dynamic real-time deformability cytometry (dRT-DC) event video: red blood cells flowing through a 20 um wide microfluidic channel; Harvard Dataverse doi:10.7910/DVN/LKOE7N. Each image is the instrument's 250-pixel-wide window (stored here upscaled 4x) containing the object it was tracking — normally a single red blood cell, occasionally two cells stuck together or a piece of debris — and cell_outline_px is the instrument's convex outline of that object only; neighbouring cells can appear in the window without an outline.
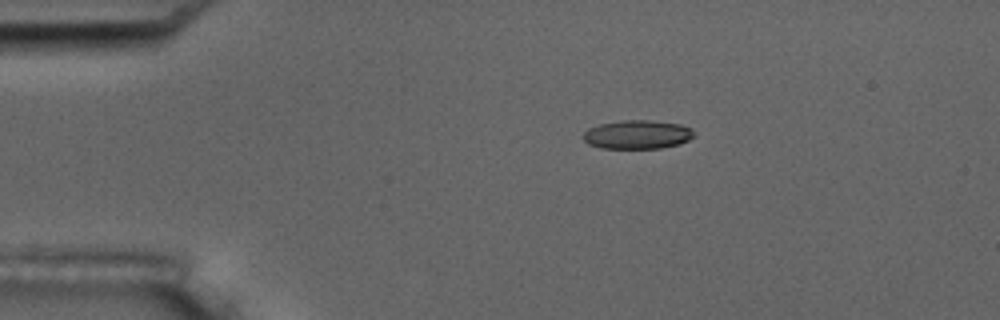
{"species": "common noctule bat (a hibernating species)", "species_latin": "Nyctalus noctula", "temperature_condition": "room temperature", "stored_images_in_passage": 5, "camera_frame_rate_fps": 3000, "um_per_image_px": 0.085, "animal": {"sex": "male", "body_mass_g": 17.5, "forearm_length_mm": 52.3}, "frame": {"image": 1, "passage_image": 3, "time_ms": 2.333, "image_size_px": [1000, 320], "cell_outline_px": [[692, 136], [688, 140], [680, 144], [660, 148], [600, 148], [588, 144], [580, 136], [588, 128], [600, 124], [620, 120], [648, 120], [680, 124], [692, 128]], "centroid_in_image_um": [54.12, 11.43], "position_along_channel_um": 30.9, "area_um2": 18.61}}